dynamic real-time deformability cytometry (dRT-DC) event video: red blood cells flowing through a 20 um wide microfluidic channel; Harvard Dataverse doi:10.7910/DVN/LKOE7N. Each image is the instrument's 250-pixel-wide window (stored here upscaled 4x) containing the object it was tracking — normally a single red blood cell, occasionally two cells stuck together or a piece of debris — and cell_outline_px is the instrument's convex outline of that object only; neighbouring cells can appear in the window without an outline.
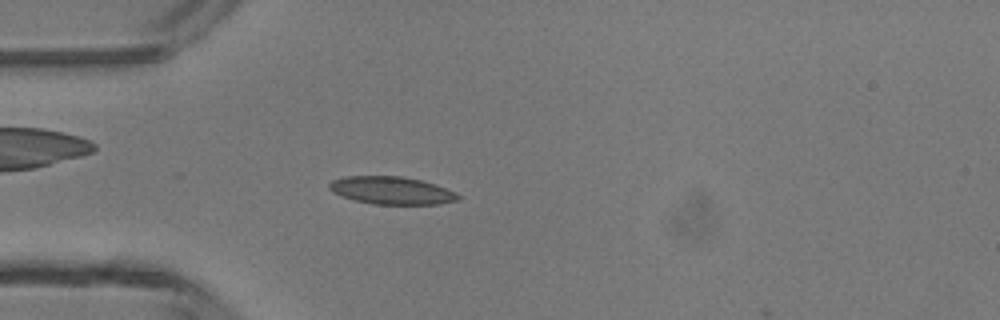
{"species": "common noctule bat (a hibernating species)", "species_latin": "Nyctalus noctula", "temperature_condition": "room temperature", "stored_images_in_passage": 4, "camera_frame_rate_fps": 3000, "um_per_image_px": 0.085, "animal": {"sex": "male", "body_mass_g": 13.3}, "frame": {"image": 1, "passage_image": 3, "time_ms": 2.333, "image_size_px": [1000, 320], "cell_outline_px": [[460, 200], [440, 204], [372, 204], [356, 200], [332, 192], [328, 188], [328, 184], [332, 180], [344, 176], [400, 176], [420, 180], [444, 188], [460, 196]], "centroid_in_image_um": [33.24, 16.19], "position_along_channel_um": 51.8, "area_um2": 20.52}}